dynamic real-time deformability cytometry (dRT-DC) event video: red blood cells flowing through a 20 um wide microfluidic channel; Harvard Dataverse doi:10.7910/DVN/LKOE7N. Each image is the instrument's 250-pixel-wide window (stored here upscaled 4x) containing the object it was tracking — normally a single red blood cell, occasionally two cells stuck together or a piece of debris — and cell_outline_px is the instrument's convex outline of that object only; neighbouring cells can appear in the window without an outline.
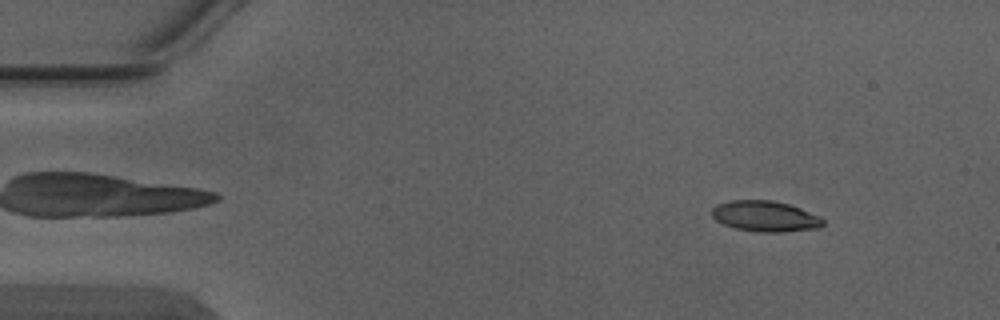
{"species": "Egyptian fruit bat (a non-hibernating species)", "species_latin": "Rousettus aegyptiacus", "temperature_condition": "warm", "stored_images_in_passage": 5, "camera_frame_rate_fps": 3000, "um_per_image_px": 0.085, "animal": {"sex": "male"}, "frame": {"image": 1, "passage_image": 1, "time_ms": 0.0, "image_size_px": [1000, 320], "cell_outline_px": [[824, 224], [820, 228], [780, 232], [756, 232], [736, 228], [724, 224], [716, 220], [712, 216], [712, 208], [716, 204], [728, 200], [772, 200], [788, 204], [800, 208], [820, 216], [824, 220]], "centroid_in_image_um": [65.04, 18.38], "position_along_channel_um": 20.0, "area_um2": 20.0}}
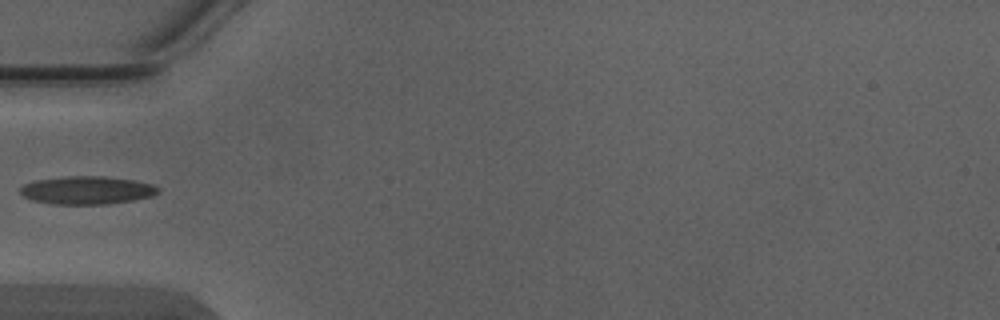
{"frame": {"image": 2, "passage_image": 4, "time_ms": 1.0, "image_size_px": [1000, 320], "cell_outline_px": [[160, 192], [152, 196], [132, 200], [108, 204], [52, 204], [32, 200], [24, 196], [20, 192], [20, 188], [24, 184], [36, 180], [64, 176], [104, 176], [136, 180], [152, 184], [160, 188]], "centroid_in_image_um": [7.41, 16.16], "position_along_channel_um": 77.6, "area_um2": 22.66}}
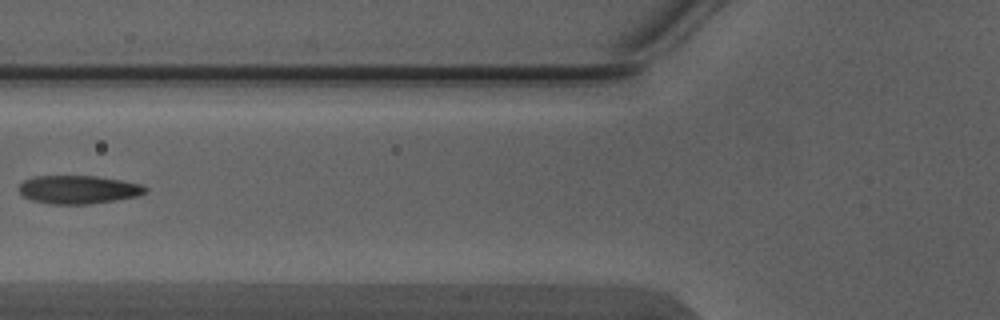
{"frame": {"image": 3, "passage_image": 5, "time_ms": 1.333, "image_size_px": [1000, 320], "cell_outline_px": [[148, 192], [140, 196], [92, 204], [52, 204], [32, 200], [24, 196], [20, 192], [20, 184], [24, 180], [36, 176], [96, 176], [120, 180], [140, 184], [148, 188]], "centroid_in_image_um": [6.71, 16.12], "position_along_channel_um": 119.1, "area_um2": 20.87}}